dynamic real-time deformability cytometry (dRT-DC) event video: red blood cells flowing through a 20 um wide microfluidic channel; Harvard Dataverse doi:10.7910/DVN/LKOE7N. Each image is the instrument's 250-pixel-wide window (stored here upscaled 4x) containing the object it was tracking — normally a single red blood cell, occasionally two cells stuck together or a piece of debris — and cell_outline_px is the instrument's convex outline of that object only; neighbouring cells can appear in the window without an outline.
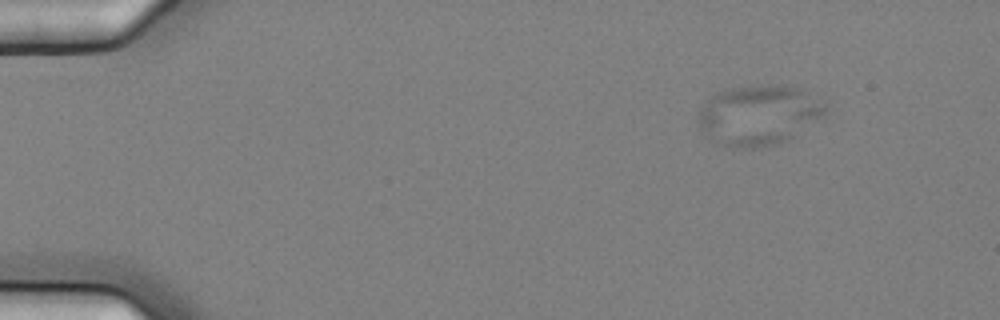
{"species": "common noctule bat (a hibernating species)", "species_latin": "Nyctalus noctula", "temperature_condition": "cold", "stored_images_in_passage": 5, "camera_frame_rate_fps": 3000, "um_per_image_px": 0.085, "animal": {"sex": "female", "body_mass_g": 25.1}, "frame": {"image": 1, "passage_image": 2, "time_ms": 0.333, "image_size_px": [1000, 320], "cell_outline_px": [[824, 116], [788, 140], [776, 144], [752, 148], [744, 148], [716, 144], [708, 140], [696, 124], [696, 120], [700, 112], [712, 96], [716, 92], [732, 88], [768, 84], [796, 88], [804, 92], [824, 104]], "centroid_in_image_um": [64.41, 9.82], "position_along_channel_um": 20.6, "area_um2": 44.04}}
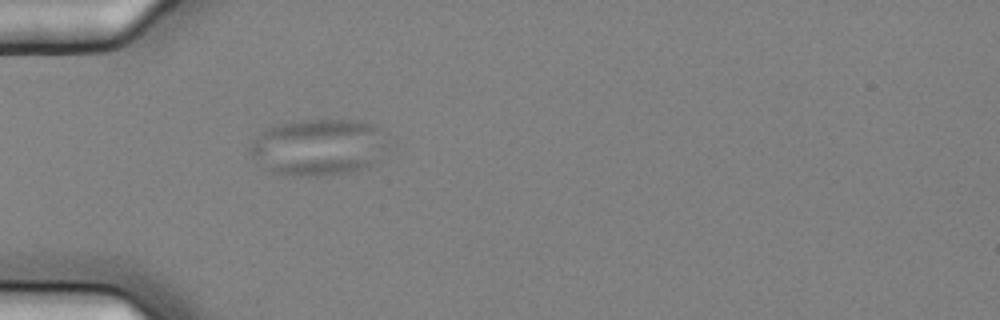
{"frame": {"image": 2, "passage_image": 5, "time_ms": 1.333, "image_size_px": [1000, 320], "cell_outline_px": [[388, 144], [368, 164], [360, 168], [332, 176], [296, 176], [272, 172], [256, 160], [248, 152], [248, 148], [252, 140], [268, 128], [280, 124], [300, 120], [360, 120], [372, 124], [380, 128]], "centroid_in_image_um": [27.01, 12.49], "position_along_channel_um": 58.0, "area_um2": 44.85}}